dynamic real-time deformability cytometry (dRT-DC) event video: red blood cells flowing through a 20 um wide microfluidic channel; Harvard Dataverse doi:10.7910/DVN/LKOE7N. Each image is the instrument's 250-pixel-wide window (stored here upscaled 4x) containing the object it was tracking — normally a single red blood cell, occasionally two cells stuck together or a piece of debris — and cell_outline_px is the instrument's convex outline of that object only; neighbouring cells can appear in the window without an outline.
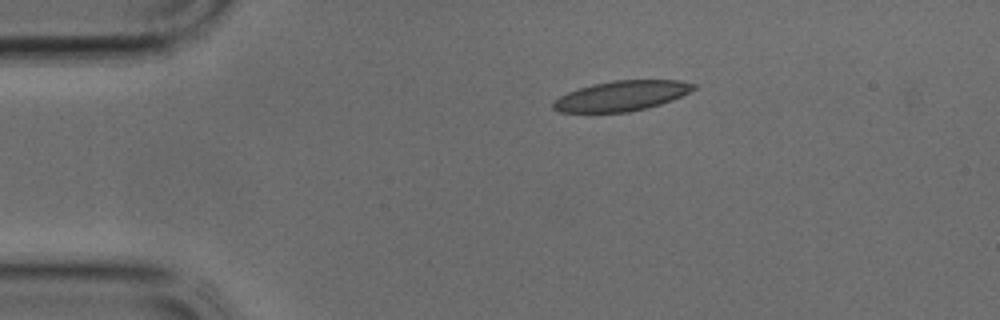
{"species": "common noctule bat (a hibernating species)", "species_latin": "Nyctalus noctula", "temperature_condition": "cold", "stored_images_in_passage": 32, "camera_frame_rate_fps": 3000, "um_per_image_px": 0.085, "animal": {"sex": "male", "body_mass_g": 17.9, "forearm_length_mm": 54.2}, "frame": {"image": 1, "passage_image": 1, "time_ms": 0.0, "image_size_px": [1000, 320], "cell_outline_px": [[696, 88], [672, 100], [660, 104], [628, 112], [560, 112], [552, 108], [552, 100], [568, 92], [592, 84], [616, 80], [680, 80], [696, 84]], "centroid_in_image_um": [52.81, 8.14], "position_along_channel_um": 32.2, "area_um2": 24.45}}
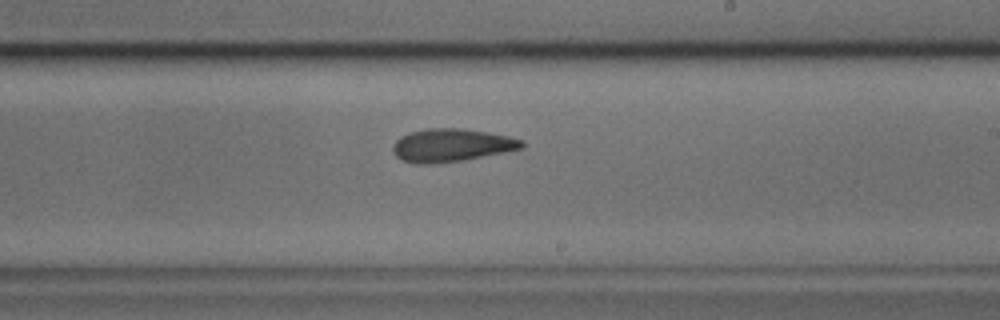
{"frame": {"image": 2, "passage_image": 16, "time_ms": 5.0, "image_size_px": [1000, 320], "cell_outline_px": [[524, 148], [464, 160], [432, 164], [416, 164], [400, 160], [396, 156], [392, 148], [396, 140], [400, 136], [412, 132], [428, 128], [460, 128], [488, 132], [508, 136], [524, 140]], "centroid_in_image_um": [38.37, 12.35], "position_along_channel_um": 250.6, "area_um2": 24.85}}
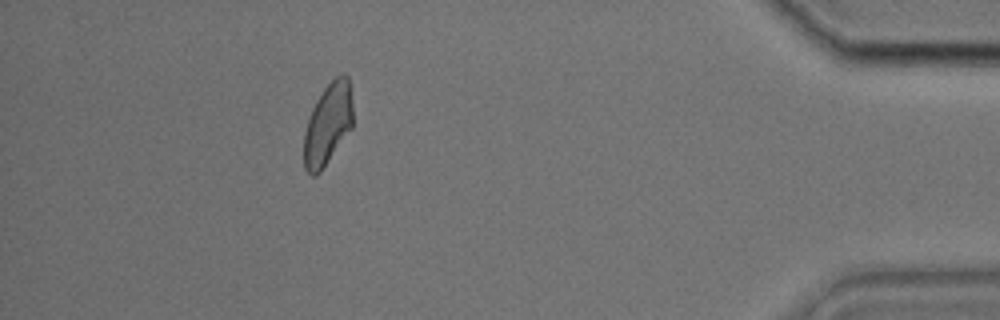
{"frame": {"image": 3, "passage_image": 28, "time_ms": 9.0, "image_size_px": [1000, 320], "cell_outline_px": [[352, 128], [320, 172], [316, 176], [312, 176], [304, 168], [304, 132], [312, 108], [316, 100], [324, 88], [340, 72], [344, 72], [348, 76], [352, 100]], "centroid_in_image_um": [27.87, 10.53], "position_along_channel_um": 407.3, "area_um2": 23.35}}